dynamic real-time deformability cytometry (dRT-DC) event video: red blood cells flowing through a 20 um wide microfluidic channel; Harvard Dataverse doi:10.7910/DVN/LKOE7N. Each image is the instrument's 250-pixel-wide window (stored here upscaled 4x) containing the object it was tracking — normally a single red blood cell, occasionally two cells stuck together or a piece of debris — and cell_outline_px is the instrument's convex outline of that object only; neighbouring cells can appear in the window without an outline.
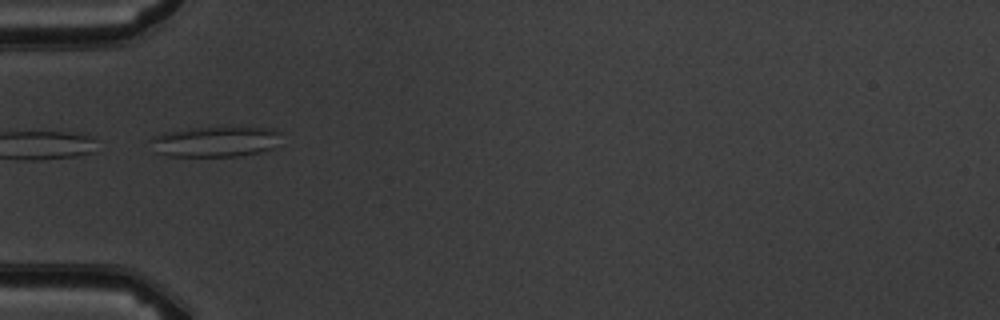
{"species": "common noctule bat (a hibernating species)", "species_latin": "Nyctalus noctula", "temperature_condition": "warm", "stored_images_in_passage": 5, "camera_frame_rate_fps": 3000, "um_per_image_px": 0.085, "animal": {"sex": "male", "body_mass_g": 19.5, "forearm_length_mm": 54.6}, "frame": {"image": 1, "passage_image": 2, "time_ms": 1.333, "image_size_px": [1000, 320], "cell_outline_px": [[280, 132], [272, 148], [260, 152], [240, 156], [168, 156], [156, 152], [148, 140], [152, 136], [164, 132], [196, 128], [272, 128]], "centroid_in_image_um": [18.22, 12.05], "position_along_channel_um": 66.8, "area_um2": 22.83}}
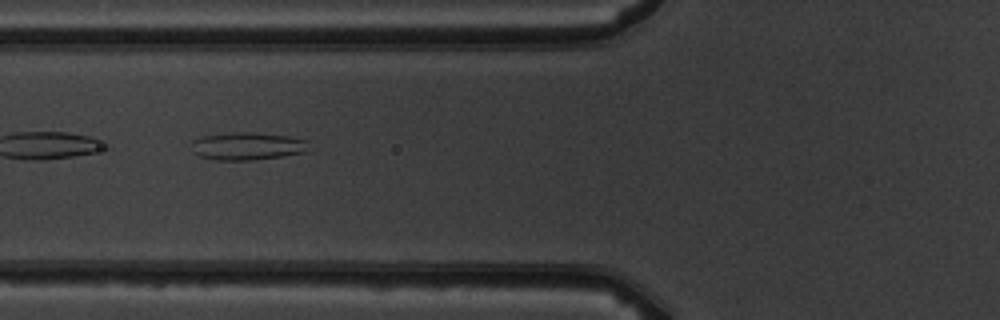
{"frame": {"image": 2, "passage_image": 3, "time_ms": 2.333, "image_size_px": [1000, 320], "cell_outline_px": [[308, 140], [304, 152], [284, 156], [252, 160], [216, 160], [200, 156], [192, 152], [192, 140], [200, 136], [232, 132], [244, 132], [288, 136]], "centroid_in_image_um": [20.96, 12.42], "position_along_channel_um": 104.8, "area_um2": 18.84}}
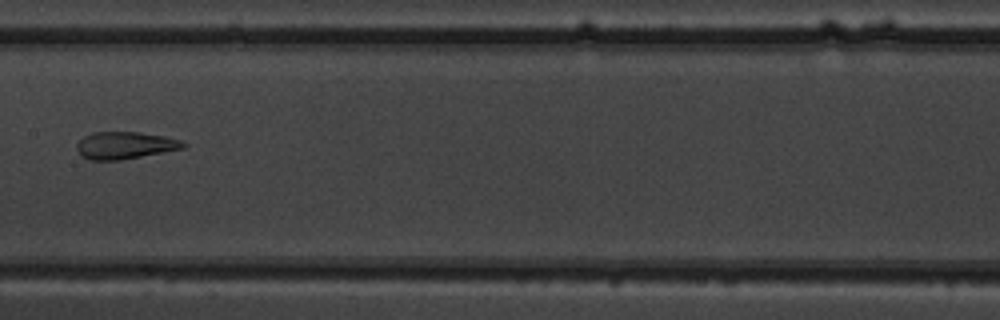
{"frame": {"image": 3, "passage_image": 5, "time_ms": 4.667, "image_size_px": [1000, 320], "cell_outline_px": [[188, 144], [184, 148], [120, 160], [88, 160], [80, 156], [76, 148], [76, 144], [84, 136], [92, 132], [140, 132], [164, 136], [180, 140]], "centroid_in_image_um": [10.59, 12.35], "position_along_channel_um": 196.8, "area_um2": 16.94}}